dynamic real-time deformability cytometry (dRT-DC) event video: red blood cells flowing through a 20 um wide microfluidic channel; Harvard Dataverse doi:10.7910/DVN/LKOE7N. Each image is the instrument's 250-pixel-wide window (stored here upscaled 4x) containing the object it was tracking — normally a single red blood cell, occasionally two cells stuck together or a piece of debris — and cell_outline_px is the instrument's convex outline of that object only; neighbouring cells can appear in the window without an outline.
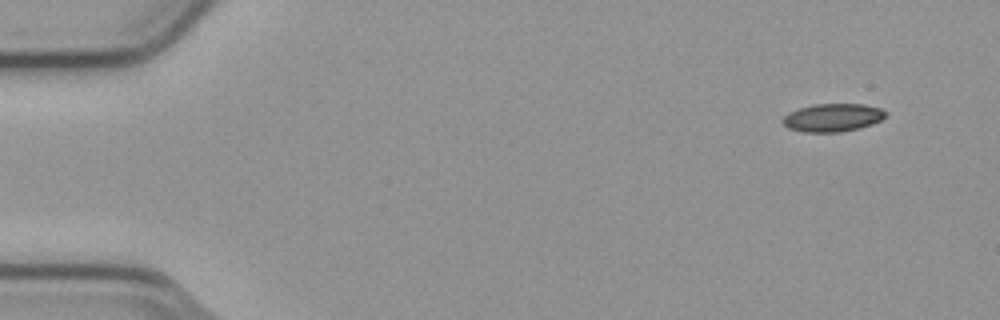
{"species": "common noctule bat (a hibernating species)", "species_latin": "Nyctalus noctula", "temperature_condition": "cold", "stored_images_in_passage": 5, "segment_of_instrument_passage": [2, 2], "camera_frame_rate_fps": 3000, "um_per_image_px": 0.085, "animal": {"sex": "male", "body_mass_g": 23.1, "forearm_length_mm": 52.7}, "frame": {"image": 1, "passage_image": 5, "time_ms": 1.333, "image_size_px": [1000, 320], "cell_outline_px": [[888, 112], [880, 120], [872, 124], [860, 128], [840, 132], [804, 132], [788, 128], [780, 120], [788, 112], [812, 104], [864, 104], [880, 108]], "centroid_in_image_um": [70.76, 9.99], "position_along_channel_um": 14.2, "area_um2": 16.88}}